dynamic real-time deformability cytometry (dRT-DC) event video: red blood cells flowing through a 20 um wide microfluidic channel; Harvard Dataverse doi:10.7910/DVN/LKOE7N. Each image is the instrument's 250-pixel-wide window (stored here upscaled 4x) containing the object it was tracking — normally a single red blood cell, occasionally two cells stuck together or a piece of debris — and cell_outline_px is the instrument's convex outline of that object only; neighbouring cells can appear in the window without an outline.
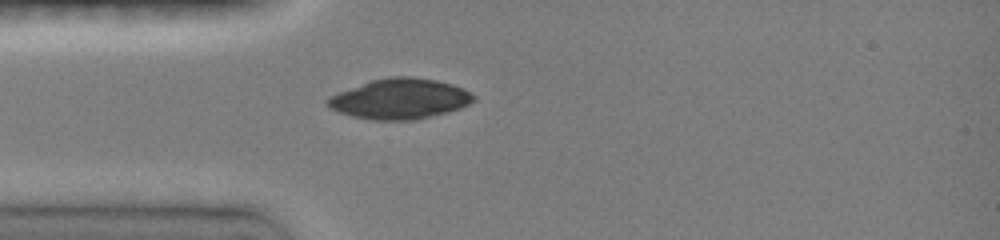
{"species": "common noctule bat (a hibernating species)", "species_latin": "Nyctalus noctula", "temperature_condition": "room temperature", "stored_images_in_passage": 5, "camera_frame_rate_fps": 3000, "um_per_image_px": 0.085, "animal": {"sex": "female", "body_mass_g": 19.0, "forearm_length_mm": 51.5}, "frame": {"image": 1, "passage_image": 1, "time_ms": 0.0, "image_size_px": [1000, 240], "cell_outline_px": [[476, 100], [460, 108], [448, 112], [416, 120], [372, 120], [352, 116], [340, 112], [332, 108], [328, 104], [328, 96], [372, 80], [388, 76], [412, 76], [436, 80], [452, 84], [464, 88], [476, 96]], "centroid_in_image_um": [34.04, 8.4], "position_along_channel_um": 51.0, "area_um2": 34.28}}